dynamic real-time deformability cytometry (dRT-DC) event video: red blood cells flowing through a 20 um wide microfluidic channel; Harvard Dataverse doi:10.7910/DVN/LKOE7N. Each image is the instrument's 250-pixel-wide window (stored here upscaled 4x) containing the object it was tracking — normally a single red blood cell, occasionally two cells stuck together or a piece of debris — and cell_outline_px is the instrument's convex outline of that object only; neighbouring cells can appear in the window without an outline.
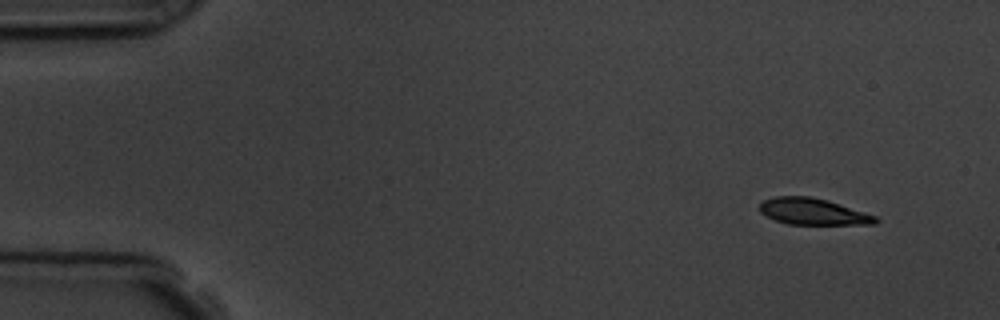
{"species": "common noctule bat (a hibernating species)", "species_latin": "Nyctalus noctula", "temperature_condition": "room temperature", "stored_images_in_passage": 5, "camera_frame_rate_fps": 3000, "um_per_image_px": 0.085, "animal": {"sex": "male", "body_mass_g": 19.5, "forearm_length_mm": 54.6}, "frame": {"image": 1, "passage_image": 1, "time_ms": 0.0, "image_size_px": [1000, 320], "cell_outline_px": [[880, 220], [876, 224], [788, 224], [776, 220], [760, 212], [760, 204], [764, 200], [772, 196], [808, 196], [828, 200], [876, 216]], "centroid_in_image_um": [69.11, 17.98], "position_along_channel_um": 15.9, "area_um2": 17.74}}
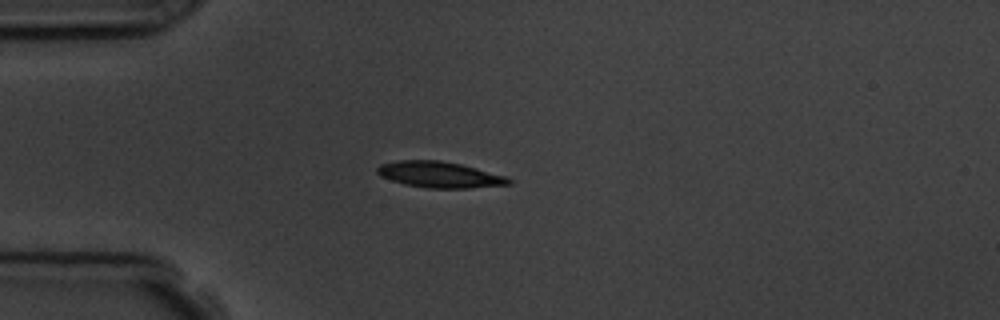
{"frame": {"image": 2, "passage_image": 3, "time_ms": 3.333, "image_size_px": [1000, 320], "cell_outline_px": [[512, 184], [468, 188], [428, 188], [404, 184], [380, 176], [376, 172], [376, 168], [380, 164], [396, 160], [440, 160], [460, 164], [508, 176], [512, 180]], "centroid_in_image_um": [37.36, 14.84], "position_along_channel_um": 47.6, "area_um2": 20.06}}